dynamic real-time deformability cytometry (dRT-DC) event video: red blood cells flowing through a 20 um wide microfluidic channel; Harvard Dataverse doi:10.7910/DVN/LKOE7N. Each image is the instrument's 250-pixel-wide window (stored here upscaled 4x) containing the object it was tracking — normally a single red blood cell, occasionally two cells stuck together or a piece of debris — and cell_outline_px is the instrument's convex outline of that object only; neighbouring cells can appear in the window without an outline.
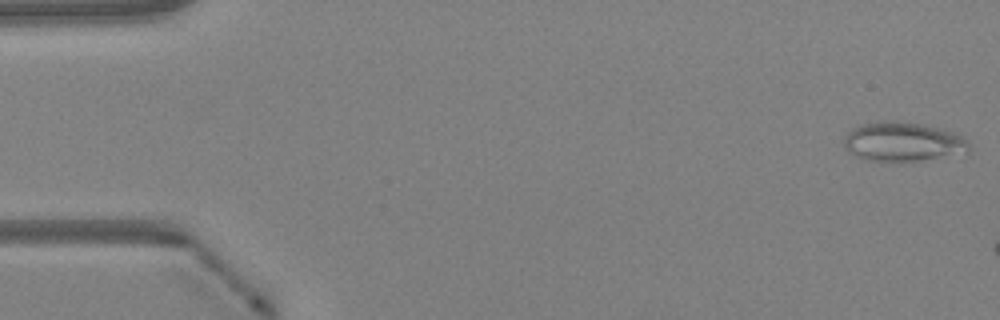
{"species": "Egyptian fruit bat (a non-hibernating species)", "species_latin": "Rousettus aegyptiacus", "temperature_condition": "warm", "stored_images_in_passage": 8, "camera_frame_rate_fps": 3000, "um_per_image_px": 0.085, "animal": {"sex": "female"}, "frame": {"image": 1, "passage_image": 1, "time_ms": 0.0, "image_size_px": [1000, 320], "cell_outline_px": [[968, 152], [916, 160], [868, 160], [856, 156], [848, 152], [844, 144], [844, 136], [852, 128], [860, 124], [880, 120], [884, 120], [924, 124], [960, 132], [968, 140]], "centroid_in_image_um": [76.75, 12.0], "position_along_channel_um": 8.3, "area_um2": 28.55}}